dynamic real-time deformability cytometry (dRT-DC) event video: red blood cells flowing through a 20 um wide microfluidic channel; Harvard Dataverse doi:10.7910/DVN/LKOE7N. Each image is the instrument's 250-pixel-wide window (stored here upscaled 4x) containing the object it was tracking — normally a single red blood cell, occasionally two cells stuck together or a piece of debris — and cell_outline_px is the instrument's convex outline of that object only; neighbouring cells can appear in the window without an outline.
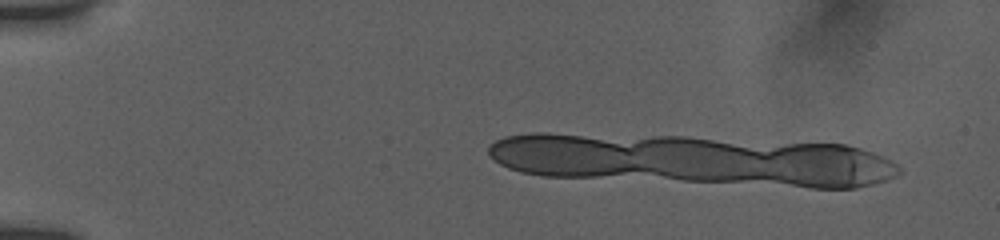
{"species": "human", "species_latin": "Homo sapiens", "temperature_condition": "room temperature", "stored_images_in_passage": 4, "segment_of_instrument_passage": [1, 2], "camera_frame_rate_fps": 3000, "um_per_image_px": 0.085, "donor": {"sex": "female"}, "frame": {"image": 1, "passage_image": 1, "time_ms": 0.0, "image_size_px": [1000, 240], "cell_outline_px": [[640, 168], [612, 172], [576, 172], [520, 136], [568, 136], [592, 140], [612, 144], [624, 148], [628, 152]], "centroid_in_image_um": [49.72, 13.07], "position_along_channel_um": 35.3, "area_um2": 18.96}}